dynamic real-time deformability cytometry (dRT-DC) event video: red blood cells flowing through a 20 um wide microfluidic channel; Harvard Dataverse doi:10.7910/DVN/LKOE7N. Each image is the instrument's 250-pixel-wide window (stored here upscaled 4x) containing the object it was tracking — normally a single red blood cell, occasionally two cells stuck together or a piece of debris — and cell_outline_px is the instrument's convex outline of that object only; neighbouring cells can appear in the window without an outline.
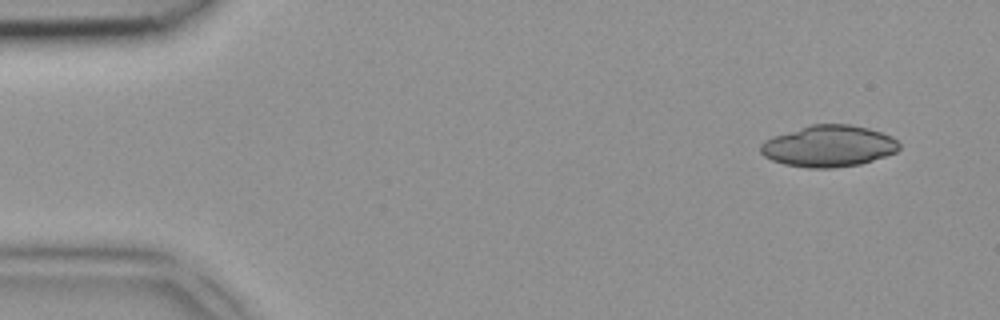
{"species": "common noctule bat (a hibernating species)", "species_latin": "Nyctalus noctula", "temperature_condition": "room temperature", "stored_images_in_passage": 2, "camera_frame_rate_fps": 3000, "um_per_image_px": 0.085, "animal": {"sex": "female", "body_mass_g": 18.4}, "frame": {"image": 1, "passage_image": 1, "time_ms": 0.0, "image_size_px": [1000, 320], "cell_outline_px": [[900, 148], [896, 152], [860, 164], [832, 168], [808, 168], [784, 164], [772, 160], [764, 156], [760, 152], [760, 144], [764, 140], [772, 136], [812, 124], [852, 124], [868, 128], [892, 136], [900, 144]], "centroid_in_image_um": [70.42, 12.41], "position_along_channel_um": 14.6, "area_um2": 33.52}}
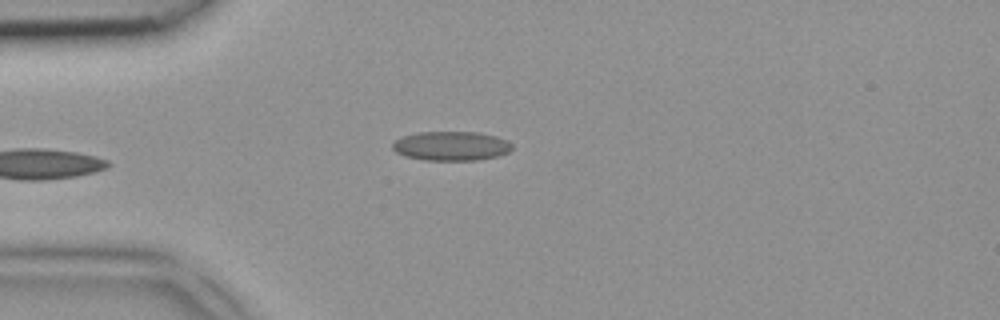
{"frame": {"image": 2, "passage_image": 2, "time_ms": 0.333, "image_size_px": [1000, 320], "cell_outline_px": [[512, 148], [508, 152], [496, 156], [480, 160], [424, 160], [404, 156], [396, 152], [392, 148], [392, 144], [396, 140], [404, 136], [420, 132], [476, 132], [496, 136], [512, 144]], "centroid_in_image_um": [38.33, 12.41], "position_along_channel_um": 46.7, "area_um2": 20.23}}